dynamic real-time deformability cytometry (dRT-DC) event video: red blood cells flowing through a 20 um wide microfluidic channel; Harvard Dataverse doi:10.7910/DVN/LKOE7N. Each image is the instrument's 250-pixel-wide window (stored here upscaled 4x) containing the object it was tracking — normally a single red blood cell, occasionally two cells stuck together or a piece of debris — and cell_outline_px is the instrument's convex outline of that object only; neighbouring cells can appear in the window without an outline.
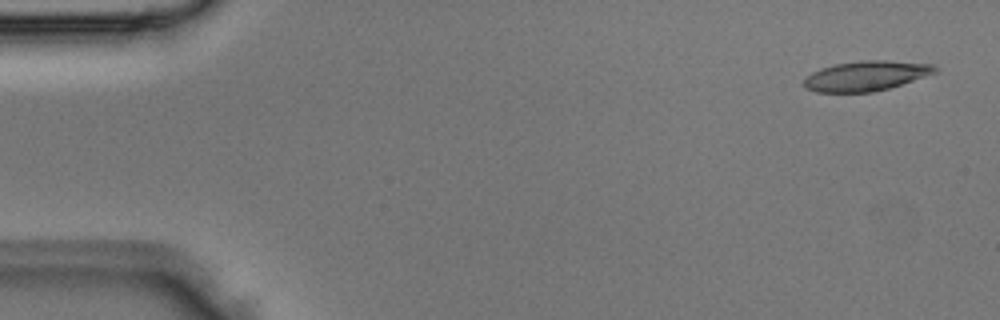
{"species": "Egyptian fruit bat (a non-hibernating species)", "species_latin": "Rousettus aegyptiacus", "temperature_condition": "room temperature", "stored_images_in_passage": 4, "camera_frame_rate_fps": 3000, "um_per_image_px": 0.085, "animal": {"sex": "male"}, "frame": {"image": 1, "passage_image": 1, "time_ms": 0.0, "image_size_px": [1000, 320], "cell_outline_px": [[936, 72], [888, 88], [872, 92], [816, 92], [804, 88], [804, 80], [812, 72], [820, 68], [836, 64], [860, 60], [884, 60], [932, 64], [936, 68]], "centroid_in_image_um": [73.56, 6.45], "position_along_channel_um": 11.4, "area_um2": 22.54}}
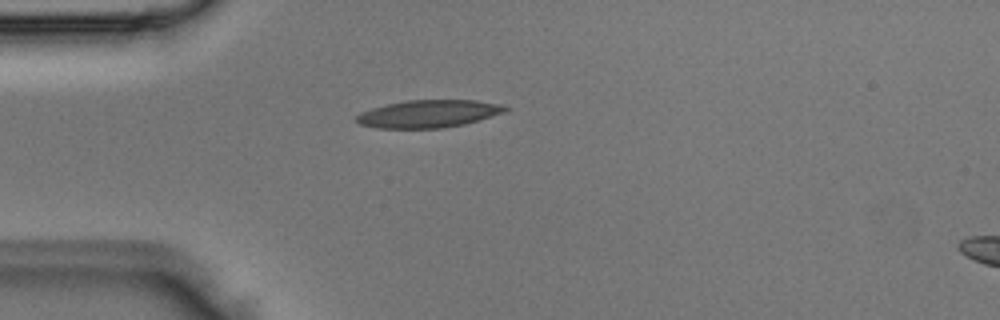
{"frame": {"image": 2, "passage_image": 3, "time_ms": 0.667, "image_size_px": [1000, 320], "cell_outline_px": [[512, 108], [504, 112], [464, 124], [440, 128], [376, 128], [360, 124], [356, 120], [356, 116], [360, 112], [372, 108], [388, 104], [408, 100], [476, 100], [500, 104]], "centroid_in_image_um": [36.42, 9.67], "position_along_channel_um": 48.6, "area_um2": 23.76}}